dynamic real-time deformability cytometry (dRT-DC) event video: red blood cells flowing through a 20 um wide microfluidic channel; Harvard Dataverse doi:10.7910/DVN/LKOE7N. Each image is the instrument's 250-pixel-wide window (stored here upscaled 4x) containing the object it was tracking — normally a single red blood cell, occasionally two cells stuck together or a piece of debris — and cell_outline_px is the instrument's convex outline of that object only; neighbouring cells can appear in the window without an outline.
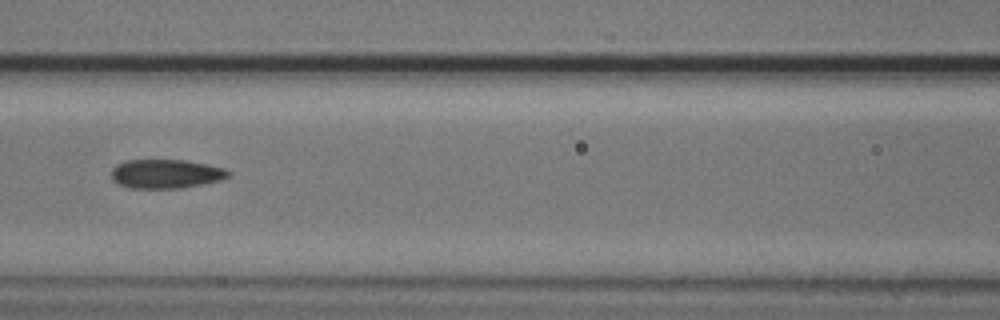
{"species": "common noctule bat (a hibernating species)", "species_latin": "Nyctalus noctula", "temperature_condition": "cold", "stored_images_in_passage": 9, "camera_frame_rate_fps": 3000, "um_per_image_px": 0.085, "animal": {"sex": "male", "body_mass_g": 20.5, "forearm_length_mm": 52.5}, "frame": {"image": 1, "passage_image": 7, "time_ms": 2.0, "image_size_px": [1000, 320], "cell_outline_px": [[232, 172], [228, 176], [220, 180], [180, 188], [132, 188], [120, 184], [112, 180], [112, 168], [116, 164], [128, 160], [184, 160], [208, 164], [224, 168]], "centroid_in_image_um": [14.1, 14.76], "position_along_channel_um": 152.5, "area_um2": 19.65}}